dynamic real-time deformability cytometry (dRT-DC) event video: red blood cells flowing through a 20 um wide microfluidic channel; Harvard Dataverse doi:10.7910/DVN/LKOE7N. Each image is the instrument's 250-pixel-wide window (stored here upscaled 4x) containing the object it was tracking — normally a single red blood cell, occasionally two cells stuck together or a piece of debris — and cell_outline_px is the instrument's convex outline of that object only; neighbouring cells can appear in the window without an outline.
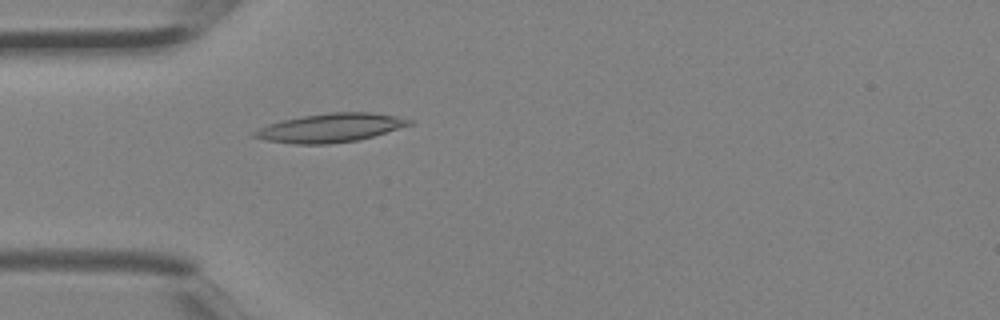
{"species": "Egyptian fruit bat (a non-hibernating species)", "species_latin": "Rousettus aegyptiacus", "temperature_condition": "room temperature", "stored_images_in_passage": 3, "camera_frame_rate_fps": 3000, "um_per_image_px": 0.085, "animal": {"sex": "female"}, "frame": {"image": 1, "passage_image": 3, "time_ms": 0.667, "image_size_px": [1000, 320], "cell_outline_px": [[416, 120], [412, 124], [372, 136], [356, 140], [328, 144], [292, 144], [264, 140], [252, 136], [252, 132], [268, 124], [284, 120], [304, 116], [328, 112], [372, 112]], "centroid_in_image_um": [28.07, 10.86], "position_along_channel_um": 56.9, "area_um2": 25.72}}